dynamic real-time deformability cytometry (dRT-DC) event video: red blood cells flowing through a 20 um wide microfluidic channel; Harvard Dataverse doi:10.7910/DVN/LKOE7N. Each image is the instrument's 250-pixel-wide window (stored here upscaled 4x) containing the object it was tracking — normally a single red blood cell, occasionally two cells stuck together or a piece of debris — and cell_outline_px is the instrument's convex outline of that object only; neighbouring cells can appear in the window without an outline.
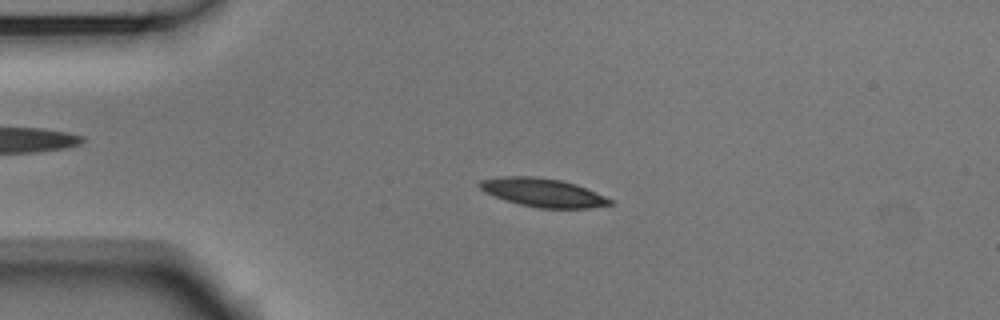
{"species": "Egyptian fruit bat (a non-hibernating species)", "species_latin": "Rousettus aegyptiacus", "temperature_condition": "room temperature", "stored_images_in_passage": 54, "camera_frame_rate_fps": 3000, "um_per_image_px": 0.085, "animal": {"sex": "male"}, "frame": {"image": 1, "passage_image": 12, "time_ms": 3.667, "image_size_px": [1000, 320], "cell_outline_px": [[616, 204], [588, 208], [540, 208], [520, 204], [504, 200], [484, 192], [476, 184], [480, 180], [500, 176], [536, 176], [560, 180], [576, 184], [604, 196], [612, 200]], "centroid_in_image_um": [46.11, 16.36], "position_along_channel_um": 38.9, "area_um2": 21.73}}
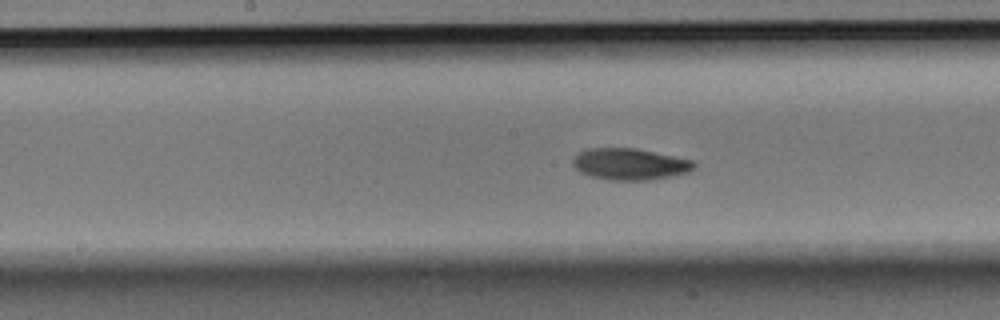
{"frame": {"image": 2, "passage_image": 27, "time_ms": 8.667, "image_size_px": [1000, 320], "cell_outline_px": [[696, 168], [688, 172], [648, 180], [612, 180], [592, 176], [580, 172], [572, 164], [572, 160], [580, 152], [588, 148], [636, 148], [692, 160], [696, 164]], "centroid_in_image_um": [53.54, 13.94], "position_along_channel_um": 194.7, "area_um2": 22.02}}
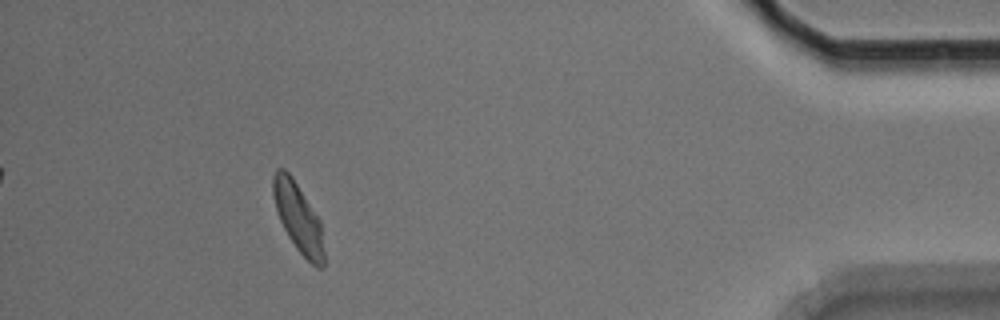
{"frame": {"image": 3, "passage_image": 49, "time_ms": 16.0, "image_size_px": [1000, 320], "cell_outline_px": [[324, 268], [316, 268], [296, 248], [288, 236], [280, 220], [276, 208], [272, 192], [272, 176], [276, 168], [284, 168], [292, 176], [320, 220], [324, 252]], "centroid_in_image_um": [25.34, 18.49], "position_along_channel_um": 409.9, "area_um2": 20.4}, "authors_computed_cell_mechanics": {"area_um2": 21.3282, "velocity_mm_per_s": 3.7008, "shape_relaxation_time_tau1_ms": 2.5928, "shape_relaxation_time_tau2_ms": 5.4005, "deformation_change_tau1": 0.1348, "deformation_change_tau2": 0.1003}}